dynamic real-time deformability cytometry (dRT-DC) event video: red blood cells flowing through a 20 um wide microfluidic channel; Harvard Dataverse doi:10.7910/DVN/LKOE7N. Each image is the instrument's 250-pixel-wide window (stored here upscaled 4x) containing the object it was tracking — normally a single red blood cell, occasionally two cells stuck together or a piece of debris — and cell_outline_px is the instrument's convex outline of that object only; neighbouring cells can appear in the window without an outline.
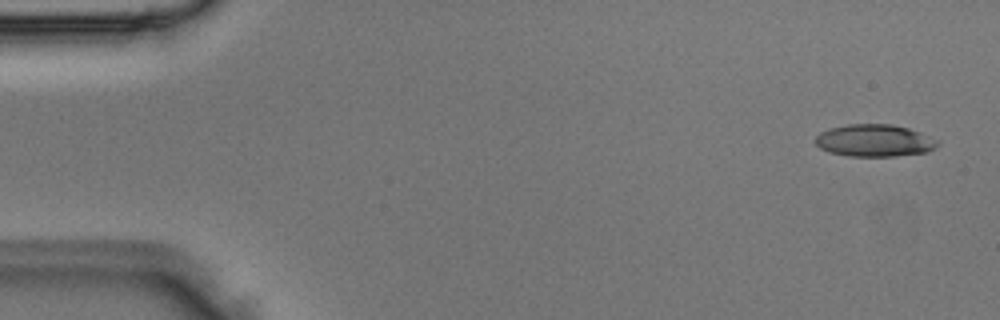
{"species": "Egyptian fruit bat (a non-hibernating species)", "species_latin": "Rousettus aegyptiacus", "temperature_condition": "room temperature", "stored_images_in_passage": 4, "camera_frame_rate_fps": 3000, "um_per_image_px": 0.085, "animal": {"sex": "male"}, "frame": {"image": 1, "passage_image": 1, "time_ms": 0.0, "image_size_px": [1000, 320], "cell_outline_px": [[940, 144], [936, 148], [928, 152], [896, 156], [848, 156], [828, 152], [820, 148], [816, 144], [816, 136], [820, 132], [828, 128], [848, 124], [892, 124], [908, 128], [920, 132], [940, 140]], "centroid_in_image_um": [74.36, 11.95], "position_along_channel_um": 10.6, "area_um2": 23.24}}
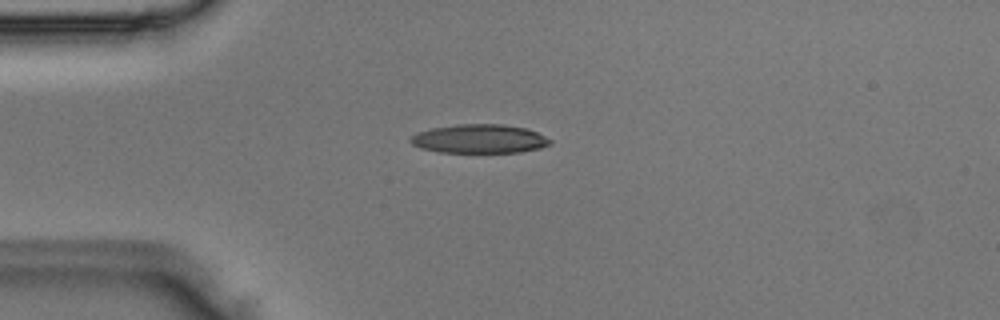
{"frame": {"image": 2, "passage_image": 4, "time_ms": 1.0, "image_size_px": [1000, 320], "cell_outline_px": [[552, 144], [540, 148], [520, 152], [440, 152], [420, 148], [412, 144], [408, 140], [412, 136], [420, 132], [432, 128], [460, 124], [500, 124], [524, 128], [536, 132], [552, 140]], "centroid_in_image_um": [40.76, 11.8], "position_along_channel_um": 44.2, "area_um2": 23.24}}